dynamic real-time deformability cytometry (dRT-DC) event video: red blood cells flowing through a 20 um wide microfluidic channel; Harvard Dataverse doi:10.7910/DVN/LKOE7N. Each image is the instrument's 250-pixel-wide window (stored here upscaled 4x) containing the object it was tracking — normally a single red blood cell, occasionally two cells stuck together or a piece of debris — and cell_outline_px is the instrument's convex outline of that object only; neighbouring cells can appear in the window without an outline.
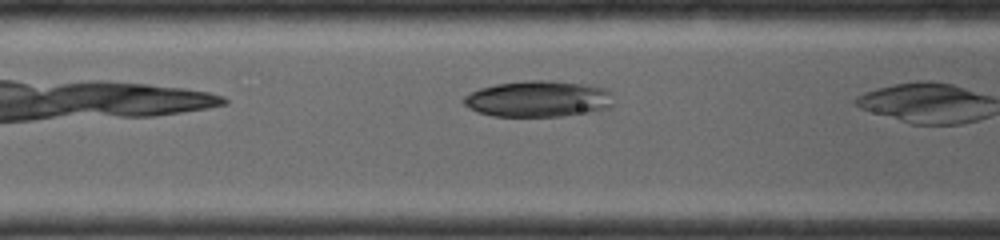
{"species": "common noctule bat (a hibernating species)", "species_latin": "Nyctalus noctula", "temperature_condition": "room temperature", "stored_images_in_passage": 14, "camera_frame_rate_fps": 4000, "um_per_image_px": 0.085, "animal": {"sex": "female", "body_mass_g": 19.0, "forearm_length_mm": 56.7}, "frame": {"image": 1, "passage_image": 11, "time_ms": 1.5, "image_size_px": [1000, 240], "cell_outline_px": [[612, 104], [608, 108], [588, 112], [560, 116], [492, 116], [476, 112], [468, 108], [460, 100], [464, 96], [480, 88], [496, 84], [524, 80], [548, 80], [588, 84], [604, 88], [608, 92]], "centroid_in_image_um": [45.68, 8.4], "position_along_channel_um": 120.9, "area_um2": 31.62}}